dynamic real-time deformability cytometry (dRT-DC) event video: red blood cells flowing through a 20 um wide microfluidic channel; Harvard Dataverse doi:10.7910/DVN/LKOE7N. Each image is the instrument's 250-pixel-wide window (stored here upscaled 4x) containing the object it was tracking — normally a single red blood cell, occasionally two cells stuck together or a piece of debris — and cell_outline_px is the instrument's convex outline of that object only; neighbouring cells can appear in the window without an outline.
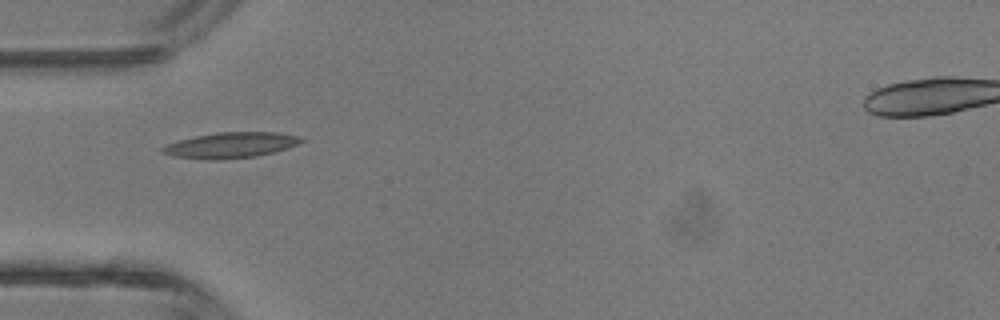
{"species": "common noctule bat (a hibernating species)", "species_latin": "Nyctalus noctula", "temperature_condition": "room temperature", "stored_images_in_passage": 31, "camera_frame_rate_fps": 3000, "um_per_image_px": 0.085, "animal": {"sex": "male", "body_mass_g": 13.3}, "frame": {"image": 1, "passage_image": 1, "time_ms": 0.0, "image_size_px": [1000, 320], "cell_outline_px": [[304, 140], [288, 148], [256, 156], [172, 156], [160, 152], [160, 148], [168, 144], [180, 140], [196, 136], [216, 132], [280, 132], [300, 136]], "centroid_in_image_um": [19.7, 12.26], "position_along_channel_um": 65.3, "area_um2": 19.36}}
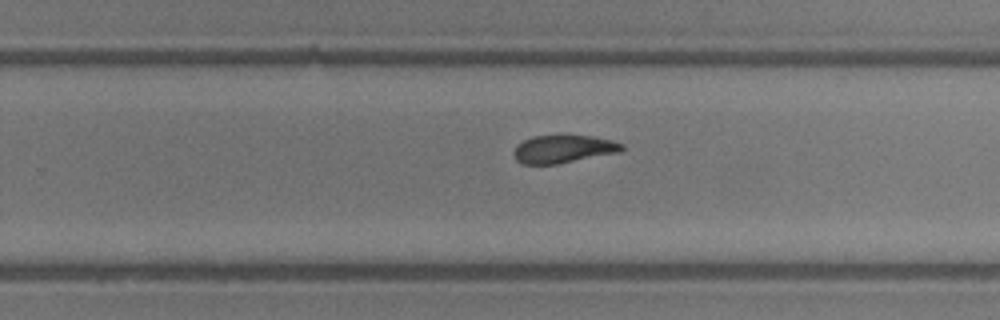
{"frame": {"image": 2, "passage_image": 15, "time_ms": 4.667, "image_size_px": [1000, 320], "cell_outline_px": [[624, 148], [620, 152], [556, 164], [524, 164], [516, 160], [512, 152], [524, 140], [532, 136], [560, 132], [564, 132], [592, 136], [612, 140], [624, 144]], "centroid_in_image_um": [47.9, 12.61], "position_along_channel_um": 281.9, "area_um2": 18.26}}
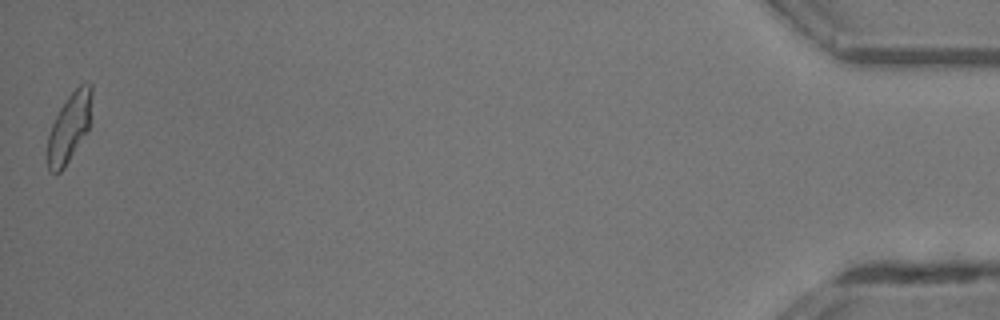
{"frame": {"image": 3, "passage_image": 31, "time_ms": 10.0, "image_size_px": [1000, 320], "cell_outline_px": [[92, 96], [88, 128], [64, 168], [60, 172], [48, 172], [48, 136], [52, 124], [60, 108], [68, 96], [80, 84], [92, 84]], "centroid_in_image_um": [5.88, 10.82], "position_along_channel_um": 429.3, "area_um2": 17.28}, "authors_computed_cell_mechanics": {"area_um2": 18.3226, "velocity_mm_per_s": 4.6448, "shape_relaxation_time_tau1_ms": 3.5644, "shape_relaxation_time_tau2_ms": 2.2041, "deformation_change_tau1": 0.1486, "deformation_change_tau2": 0.0822}}